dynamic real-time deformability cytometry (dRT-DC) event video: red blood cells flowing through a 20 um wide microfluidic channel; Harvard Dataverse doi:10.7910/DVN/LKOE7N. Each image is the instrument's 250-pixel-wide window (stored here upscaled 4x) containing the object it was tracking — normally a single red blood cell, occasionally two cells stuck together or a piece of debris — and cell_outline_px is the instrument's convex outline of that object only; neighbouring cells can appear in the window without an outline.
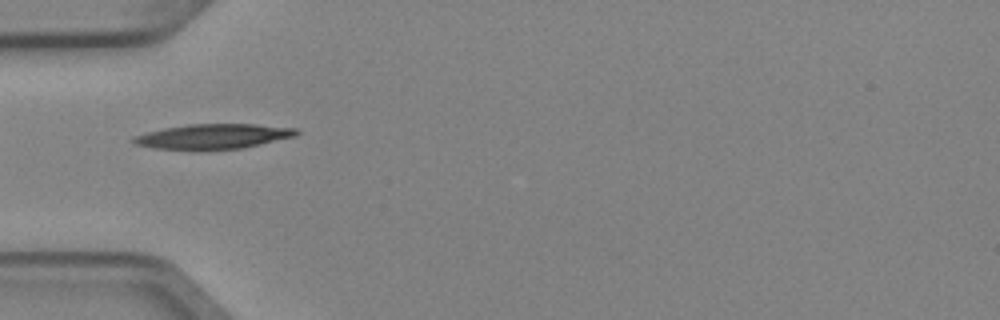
{"species": "Egyptian fruit bat (a non-hibernating species)", "species_latin": "Rousettus aegyptiacus", "temperature_condition": "cold", "stored_images_in_passage": 4, "camera_frame_rate_fps": 3000, "um_per_image_px": 0.085, "animal": {"sex": "female"}, "frame": {"image": 1, "passage_image": 3, "time_ms": 0.667, "image_size_px": [1000, 320], "cell_outline_px": [[300, 132], [296, 136], [240, 148], [156, 148], [136, 144], [132, 140], [132, 136], [164, 128], [188, 124], [256, 124], [296, 128]], "centroid_in_image_um": [18.16, 11.56], "position_along_channel_um": 66.8, "area_um2": 22.89}}
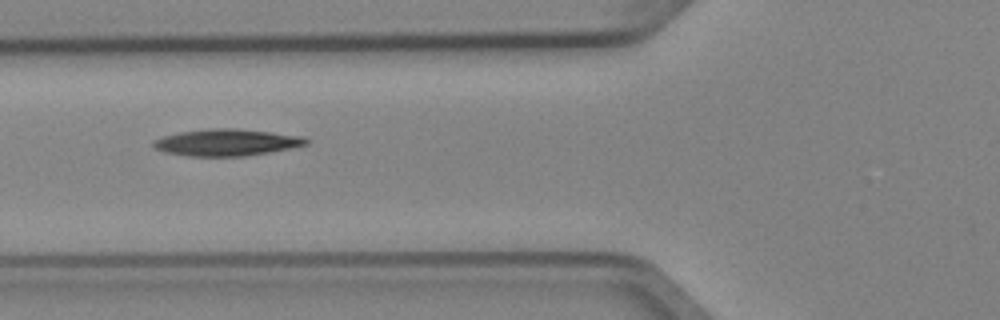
{"frame": {"image": 2, "passage_image": 4, "time_ms": 1.0, "image_size_px": [1000, 320], "cell_outline_px": [[308, 144], [268, 152], [244, 156], [188, 156], [164, 152], [156, 148], [152, 144], [152, 140], [164, 136], [180, 132], [212, 128], [236, 128], [272, 132], [304, 136], [308, 140]], "centroid_in_image_um": [19.25, 12.1], "position_along_channel_um": 106.6, "area_um2": 23.7}}